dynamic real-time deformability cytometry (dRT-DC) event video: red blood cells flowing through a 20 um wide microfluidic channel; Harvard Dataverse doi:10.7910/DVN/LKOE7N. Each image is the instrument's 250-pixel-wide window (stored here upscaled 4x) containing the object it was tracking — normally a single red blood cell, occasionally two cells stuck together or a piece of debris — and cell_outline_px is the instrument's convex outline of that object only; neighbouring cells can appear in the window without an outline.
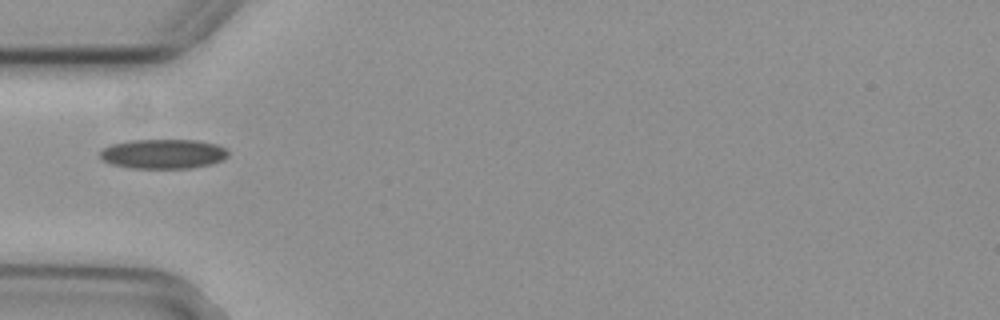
{"species": "common noctule bat (a hibernating species)", "species_latin": "Nyctalus noctula", "temperature_condition": "cold", "stored_images_in_passage": 31, "camera_frame_rate_fps": 3000, "um_per_image_px": 0.085, "animal": {"sex": "female", "body_mass_g": 29.2, "forearm_length_mm": 56.3}, "frame": {"image": 1, "passage_image": 1, "time_ms": 0.0, "image_size_px": [1000, 320], "cell_outline_px": [[228, 156], [220, 160], [208, 164], [192, 168], [132, 168], [112, 164], [104, 160], [100, 156], [100, 152], [104, 148], [112, 144], [128, 140], [196, 140], [216, 144], [224, 148], [228, 152]], "centroid_in_image_um": [13.86, 13.07], "position_along_channel_um": 71.1, "area_um2": 21.85}}
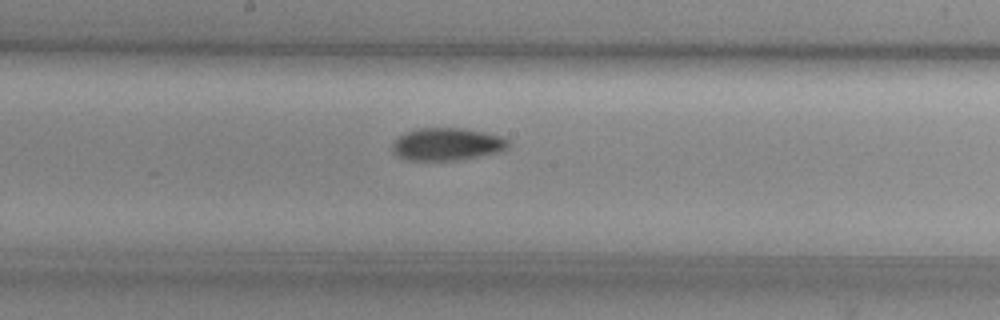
{"frame": {"image": 2, "passage_image": 12, "time_ms": 3.667, "image_size_px": [1000, 320], "cell_outline_px": [[508, 148], [500, 152], [460, 160], [408, 160], [396, 156], [392, 152], [392, 144], [404, 132], [416, 128], [464, 128], [484, 132], [500, 136], [508, 140]], "centroid_in_image_um": [37.98, 12.26], "position_along_channel_um": 210.2, "area_um2": 22.14}}
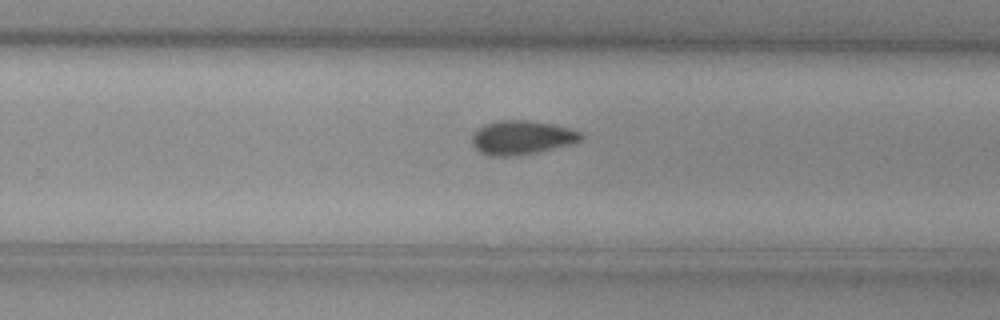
{"frame": {"image": 3, "passage_image": 18, "time_ms": 5.667, "image_size_px": [1000, 320], "cell_outline_px": [[584, 136], [580, 140], [568, 144], [520, 156], [488, 156], [480, 152], [472, 144], [472, 132], [476, 128], [484, 124], [500, 120], [532, 120], [556, 124], [572, 128], [580, 132]], "centroid_in_image_um": [44.31, 11.67], "position_along_channel_um": 285.5, "area_um2": 21.85}, "authors_computed_cell_mechanics": {"area_um2": 21.386, "velocity_mm_per_s": 3.7798, "shape_relaxation_time_tau1_ms": 10.5074, "shape_relaxation_time_tau2_ms": 7.7655, "deformation_change_tau1": 0.2015, "deformation_change_tau2": 0.1066}}